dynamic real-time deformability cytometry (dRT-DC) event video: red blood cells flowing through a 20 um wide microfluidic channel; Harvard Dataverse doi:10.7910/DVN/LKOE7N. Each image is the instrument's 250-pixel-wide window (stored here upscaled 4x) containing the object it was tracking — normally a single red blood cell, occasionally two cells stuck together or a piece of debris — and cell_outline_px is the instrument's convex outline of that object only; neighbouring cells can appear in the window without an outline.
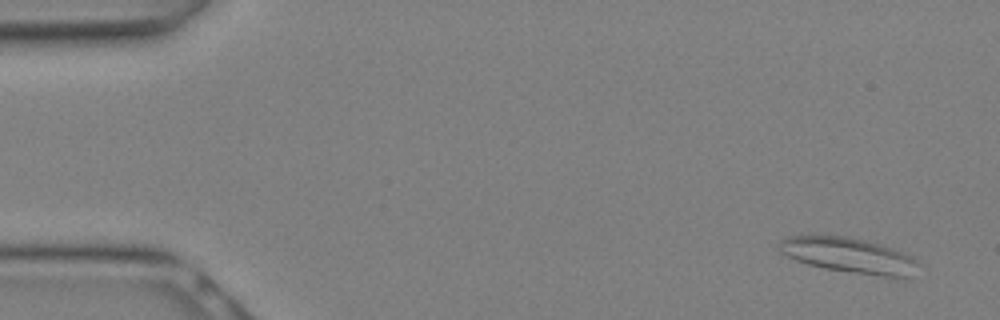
{"species": "Egyptian fruit bat (a non-hibernating species)", "species_latin": "Rousettus aegyptiacus", "temperature_condition": "warm", "stored_images_in_passage": 13, "camera_frame_rate_fps": 3000, "um_per_image_px": 0.085, "animal": {"sex": "female"}, "frame": {"image": 1, "passage_image": 1, "time_ms": 0.0, "image_size_px": [1000, 320], "cell_outline_px": [[920, 264], [908, 276], [884, 276], [824, 268], [808, 264], [796, 260], [780, 252], [780, 240], [788, 236], [844, 236], [864, 240], [880, 244], [900, 252], [916, 260]], "centroid_in_image_um": [72.1, 21.69], "position_along_channel_um": 12.9, "area_um2": 27.63}}
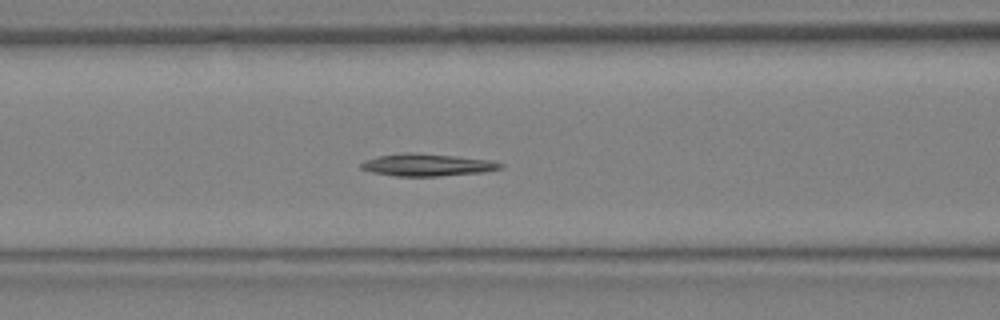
{"frame": {"image": 2, "passage_image": 11, "time_ms": 3.333, "image_size_px": [1000, 320], "cell_outline_px": [[504, 164], [500, 168], [480, 172], [436, 176], [396, 176], [372, 172], [360, 168], [360, 164], [364, 160], [376, 156], [404, 152], [416, 152], [456, 156], [488, 160]], "centroid_in_image_um": [36.21, 14.0], "position_along_channel_um": 130.4, "area_um2": 17.98}}
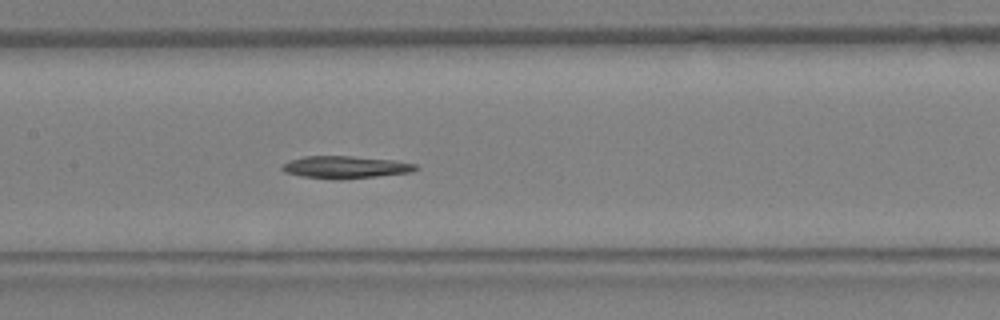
{"frame": {"image": 3, "passage_image": 13, "time_ms": 4.0, "image_size_px": [1000, 320], "cell_outline_px": [[416, 168], [412, 172], [340, 180], [304, 176], [284, 172], [280, 168], [284, 164], [292, 160], [304, 156], [348, 156], [392, 160], [416, 164]], "centroid_in_image_um": [29.34, 14.21], "position_along_channel_um": 178.1, "area_um2": 17.05}}